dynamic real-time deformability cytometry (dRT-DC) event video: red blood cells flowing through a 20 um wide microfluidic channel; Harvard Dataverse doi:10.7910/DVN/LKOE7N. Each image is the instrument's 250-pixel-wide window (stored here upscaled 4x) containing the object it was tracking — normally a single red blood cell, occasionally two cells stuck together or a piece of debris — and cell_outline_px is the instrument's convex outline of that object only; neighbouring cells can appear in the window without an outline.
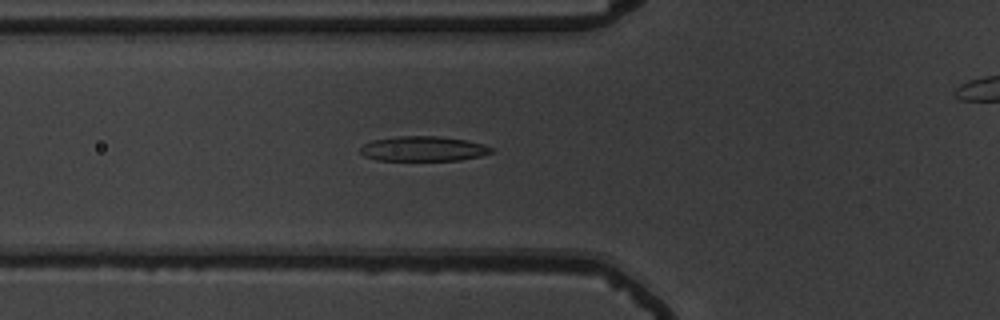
{"species": "common noctule bat (a hibernating species)", "species_latin": "Nyctalus noctula", "temperature_condition": "warm", "stored_images_in_passage": 43, "camera_frame_rate_fps": 3000, "um_per_image_px": 0.085, "animal": {"sex": "male", "body_mass_g": 19.5, "forearm_length_mm": 54.6}, "frame": {"image": 1, "passage_image": 13, "time_ms": 4.0, "image_size_px": [1000, 320], "cell_outline_px": [[492, 152], [480, 156], [460, 160], [376, 160], [364, 156], [360, 152], [360, 148], [364, 144], [372, 140], [396, 136], [436, 136], [464, 140], [484, 144], [492, 148]], "centroid_in_image_um": [35.94, 12.64], "position_along_channel_um": 89.9, "area_um2": 18.9}}
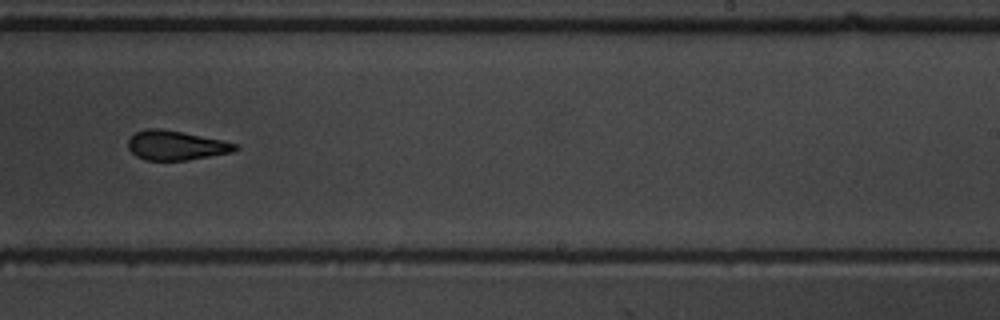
{"frame": {"image": 2, "passage_image": 28, "time_ms": 9.0, "image_size_px": [1000, 320], "cell_outline_px": [[236, 148], [232, 152], [188, 160], [144, 160], [136, 156], [128, 148], [128, 140], [136, 132], [144, 128], [160, 128], [224, 140], [236, 144]], "centroid_in_image_um": [14.92, 12.35], "position_along_channel_um": 274.1, "area_um2": 18.26}}
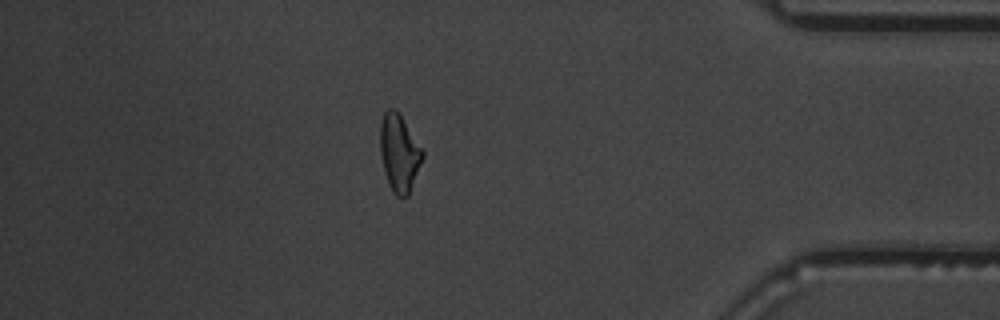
{"frame": {"image": 3, "passage_image": 41, "time_ms": 13.333, "image_size_px": [1000, 320], "cell_outline_px": [[424, 156], [408, 196], [396, 196], [392, 192], [388, 184], [384, 172], [380, 152], [380, 124], [384, 112], [388, 108], [396, 108], [424, 152]], "centroid_in_image_um": [33.92, 13.0], "position_along_channel_um": 401.3, "area_um2": 19.07}}